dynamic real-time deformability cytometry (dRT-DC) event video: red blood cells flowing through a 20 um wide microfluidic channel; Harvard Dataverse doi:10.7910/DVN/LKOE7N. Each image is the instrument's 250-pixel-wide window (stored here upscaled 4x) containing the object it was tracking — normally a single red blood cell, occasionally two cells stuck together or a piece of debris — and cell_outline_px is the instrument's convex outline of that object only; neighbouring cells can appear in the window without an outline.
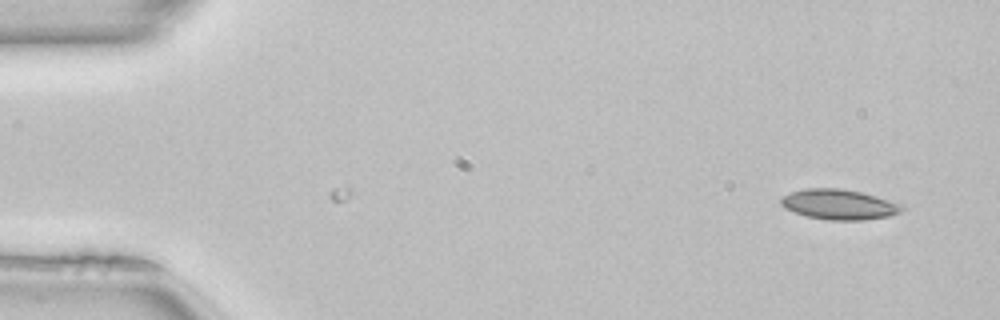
{"species": "common noctule bat (a hibernating species)", "species_latin": "Nyctalus noctula", "temperature_condition": "room temperature", "stored_images_in_passage": 3, "camera_frame_rate_fps": 3000, "um_per_image_px": 0.085, "animal": {"sex": "female", "body_mass_g": 22.7, "forearm_length_mm": 54.2}, "frame": {"image": 1, "passage_image": 3, "time_ms": 0.667, "image_size_px": [1000, 320], "cell_outline_px": [[904, 208], [900, 212], [888, 216], [864, 220], [828, 220], [804, 216], [784, 208], [780, 204], [780, 200], [784, 196], [792, 192], [804, 188], [840, 188], [860, 192], [876, 196], [904, 204]], "centroid_in_image_um": [71.32, 17.38], "position_along_channel_um": 13.7, "area_um2": 21.39}}